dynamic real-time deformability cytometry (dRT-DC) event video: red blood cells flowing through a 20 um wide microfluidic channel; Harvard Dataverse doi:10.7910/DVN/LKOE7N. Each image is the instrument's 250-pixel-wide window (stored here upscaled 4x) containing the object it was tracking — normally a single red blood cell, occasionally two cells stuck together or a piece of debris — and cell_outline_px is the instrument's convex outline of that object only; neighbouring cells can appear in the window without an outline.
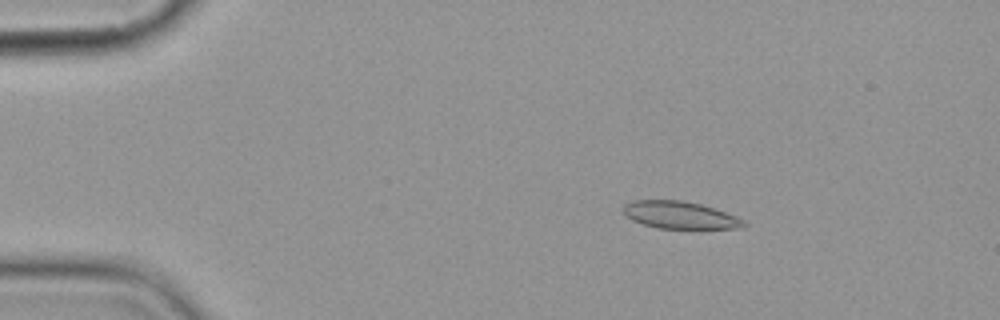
{"species": "common noctule bat (a hibernating species)", "species_latin": "Nyctalus noctula", "temperature_condition": "cold", "stored_images_in_passage": 6, "camera_frame_rate_fps": 3000, "um_per_image_px": 0.085, "animal": {"sex": "female", "body_mass_g": 19.9}, "frame": {"image": 1, "passage_image": 3, "time_ms": 2.333, "image_size_px": [1000, 320], "cell_outline_px": [[748, 224], [736, 228], [656, 228], [632, 220], [624, 212], [624, 204], [632, 200], [680, 200], [700, 204], [736, 216], [744, 220]], "centroid_in_image_um": [57.77, 18.27], "position_along_channel_um": 27.2, "area_um2": 18.84}}